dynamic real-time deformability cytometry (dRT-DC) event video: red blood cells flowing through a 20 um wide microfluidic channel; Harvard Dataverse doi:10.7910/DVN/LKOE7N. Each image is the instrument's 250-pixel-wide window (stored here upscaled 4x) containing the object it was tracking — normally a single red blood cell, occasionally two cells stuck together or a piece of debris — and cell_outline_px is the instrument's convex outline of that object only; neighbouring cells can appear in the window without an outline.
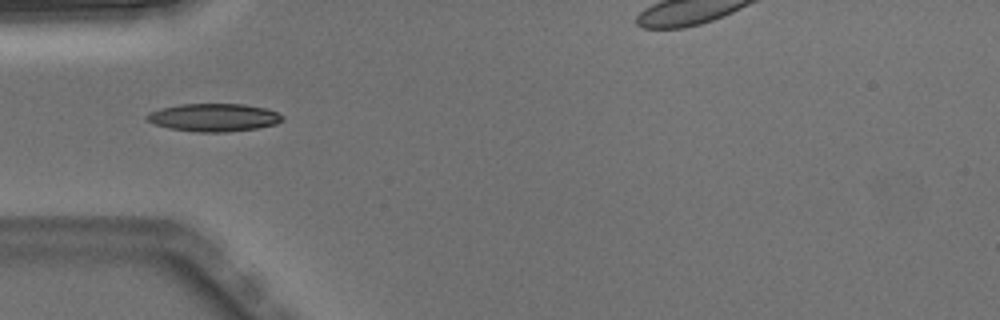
{"species": "Egyptian fruit bat (a non-hibernating species)", "species_latin": "Rousettus aegyptiacus", "temperature_condition": "warm", "stored_images_in_passage": 5, "camera_frame_rate_fps": 3000, "um_per_image_px": 0.085, "animal": {"sex": "male"}, "frame": {"image": 1, "passage_image": 5, "time_ms": 1.333, "image_size_px": [1000, 320], "cell_outline_px": [[284, 120], [276, 124], [256, 128], [224, 132], [196, 132], [168, 128], [152, 124], [144, 116], [148, 112], [160, 108], [180, 104], [244, 104], [264, 108], [276, 112], [284, 116]], "centroid_in_image_um": [18.13, 9.98], "position_along_channel_um": 66.9, "area_um2": 22.14}}